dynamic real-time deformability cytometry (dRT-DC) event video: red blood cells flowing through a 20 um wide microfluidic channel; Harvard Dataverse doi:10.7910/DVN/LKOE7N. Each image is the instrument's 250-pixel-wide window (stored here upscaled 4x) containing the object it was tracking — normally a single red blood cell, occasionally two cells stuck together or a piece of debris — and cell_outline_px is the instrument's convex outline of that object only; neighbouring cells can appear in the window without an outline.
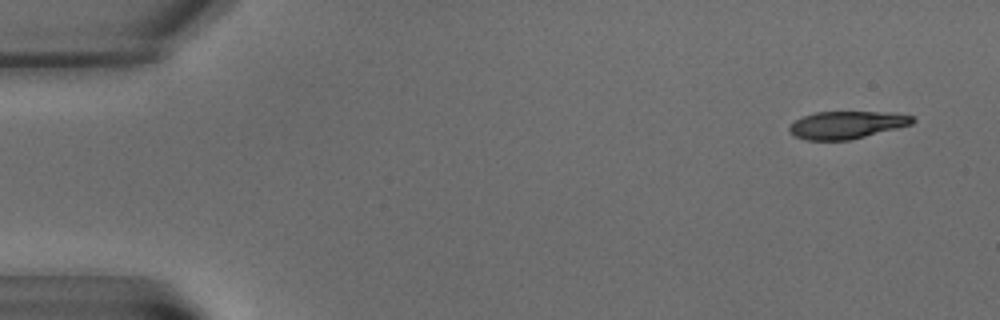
{"species": "common noctule bat (a hibernating species)", "species_latin": "Nyctalus noctula", "temperature_condition": "warm", "stored_images_in_passage": 8, "camera_frame_rate_fps": 3000, "um_per_image_px": 0.085, "animal": {"sex": "male", "body_mass_g": 15.6}, "frame": {"image": 1, "passage_image": 1, "time_ms": 0.0, "image_size_px": [1000, 320], "cell_outline_px": [[916, 120], [912, 124], [848, 140], [804, 140], [796, 136], [788, 128], [796, 120], [804, 116], [816, 112], [892, 112], [912, 116]], "centroid_in_image_um": [71.98, 10.61], "position_along_channel_um": 13.0, "area_um2": 19.42}}